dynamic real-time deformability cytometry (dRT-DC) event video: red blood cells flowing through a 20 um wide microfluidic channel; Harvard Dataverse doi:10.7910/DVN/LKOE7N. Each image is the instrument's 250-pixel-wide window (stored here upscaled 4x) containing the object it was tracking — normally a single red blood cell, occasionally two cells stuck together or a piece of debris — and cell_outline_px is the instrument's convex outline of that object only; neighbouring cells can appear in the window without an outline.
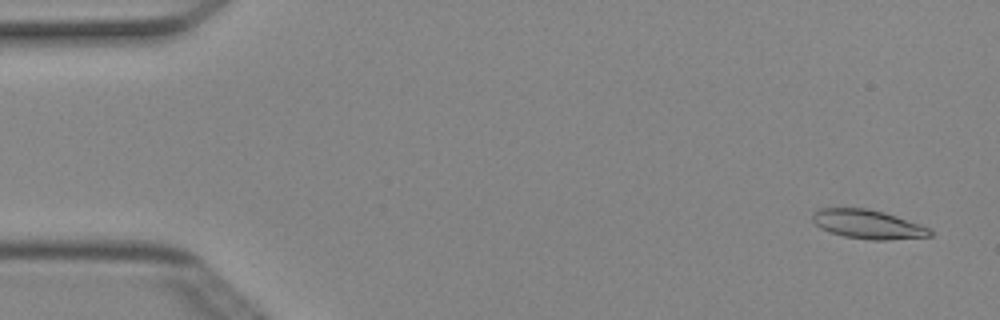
{"species": "Egyptian fruit bat (a non-hibernating species)", "species_latin": "Rousettus aegyptiacus", "temperature_condition": "cold", "stored_images_in_passage": 5, "camera_frame_rate_fps": 3000, "um_per_image_px": 0.085, "animal": {"sex": "female"}, "frame": {"image": 1, "passage_image": 1, "time_ms": 0.0, "image_size_px": [1000, 320], "cell_outline_px": [[932, 236], [888, 240], [872, 240], [844, 236], [820, 228], [812, 220], [812, 216], [820, 208], [868, 208], [884, 212], [896, 216], [928, 228], [932, 232]], "centroid_in_image_um": [73.76, 19.06], "position_along_channel_um": 11.2, "area_um2": 19.54}}
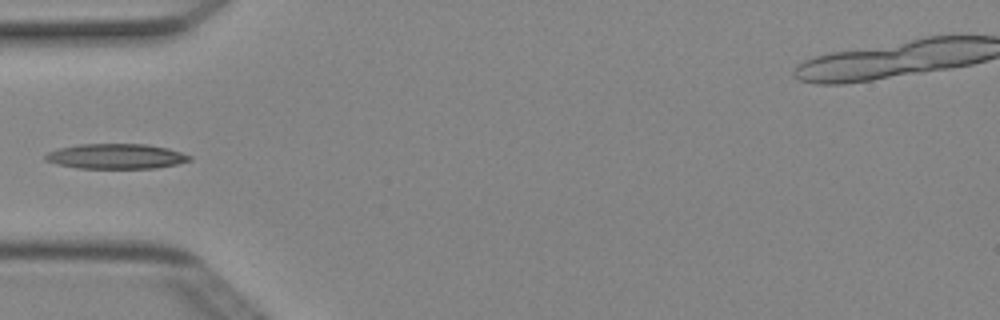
{"frame": {"image": 2, "passage_image": 4, "time_ms": 1.0, "image_size_px": [1000, 320], "cell_outline_px": [[192, 160], [176, 164], [156, 168], [76, 168], [56, 164], [44, 160], [44, 156], [48, 152], [60, 148], [76, 144], [148, 144], [168, 148], [192, 156]], "centroid_in_image_um": [9.85, 13.28], "position_along_channel_um": 75.1, "area_um2": 21.15}}
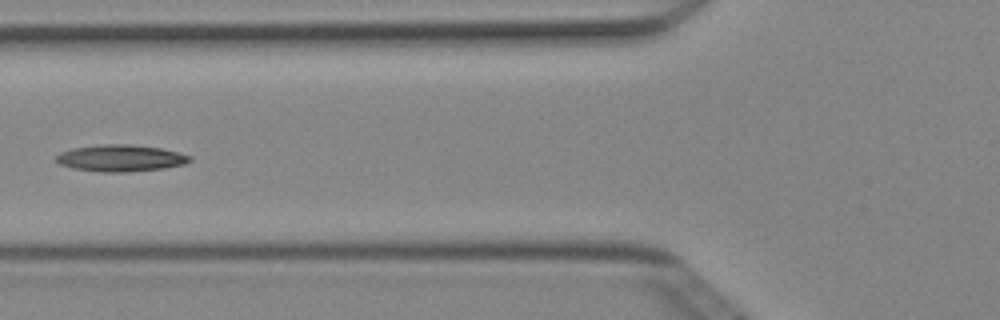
{"frame": {"image": 3, "passage_image": 5, "time_ms": 1.333, "image_size_px": [1000, 320], "cell_outline_px": [[192, 160], [184, 164], [164, 168], [128, 172], [100, 172], [72, 168], [60, 164], [56, 160], [56, 156], [60, 152], [72, 148], [104, 144], [132, 144], [160, 148], [192, 156]], "centroid_in_image_um": [10.24, 13.44], "position_along_channel_um": 115.6, "area_um2": 20.81}}